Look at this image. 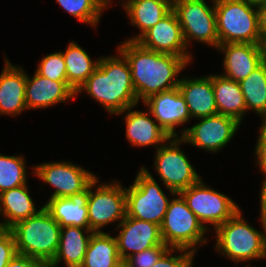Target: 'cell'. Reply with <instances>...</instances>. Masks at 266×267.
I'll use <instances>...</instances> for the list:
<instances>
[{"instance_id":"1","label":"cell","mask_w":266,"mask_h":267,"mask_svg":"<svg viewBox=\"0 0 266 267\" xmlns=\"http://www.w3.org/2000/svg\"><path fill=\"white\" fill-rule=\"evenodd\" d=\"M118 52L129 63L138 102L178 87L180 79L177 76L189 63L181 56L146 49L136 41L126 40L119 45Z\"/></svg>"},{"instance_id":"2","label":"cell","mask_w":266,"mask_h":267,"mask_svg":"<svg viewBox=\"0 0 266 267\" xmlns=\"http://www.w3.org/2000/svg\"><path fill=\"white\" fill-rule=\"evenodd\" d=\"M119 54L120 57L101 58L96 70L75 92L77 94L85 90L109 113L116 115L139 103L129 63L121 52Z\"/></svg>"},{"instance_id":"3","label":"cell","mask_w":266,"mask_h":267,"mask_svg":"<svg viewBox=\"0 0 266 267\" xmlns=\"http://www.w3.org/2000/svg\"><path fill=\"white\" fill-rule=\"evenodd\" d=\"M10 230L18 254L47 264L54 259L59 246L61 227L44 206L36 215L16 223Z\"/></svg>"},{"instance_id":"4","label":"cell","mask_w":266,"mask_h":267,"mask_svg":"<svg viewBox=\"0 0 266 267\" xmlns=\"http://www.w3.org/2000/svg\"><path fill=\"white\" fill-rule=\"evenodd\" d=\"M220 44H261L258 11L248 0H212ZM255 9V10H254Z\"/></svg>"},{"instance_id":"5","label":"cell","mask_w":266,"mask_h":267,"mask_svg":"<svg viewBox=\"0 0 266 267\" xmlns=\"http://www.w3.org/2000/svg\"><path fill=\"white\" fill-rule=\"evenodd\" d=\"M215 231L216 250L236 263L265 258V233L247 224L240 210Z\"/></svg>"},{"instance_id":"6","label":"cell","mask_w":266,"mask_h":267,"mask_svg":"<svg viewBox=\"0 0 266 267\" xmlns=\"http://www.w3.org/2000/svg\"><path fill=\"white\" fill-rule=\"evenodd\" d=\"M169 202L164 219L160 225L162 240L170 248H182L196 252L197 247L206 243L204 235L208 227L203 225L188 208L180 194ZM204 238V239H203Z\"/></svg>"},{"instance_id":"7","label":"cell","mask_w":266,"mask_h":267,"mask_svg":"<svg viewBox=\"0 0 266 267\" xmlns=\"http://www.w3.org/2000/svg\"><path fill=\"white\" fill-rule=\"evenodd\" d=\"M126 192V216L161 225L170 200L151 173L142 167Z\"/></svg>"},{"instance_id":"8","label":"cell","mask_w":266,"mask_h":267,"mask_svg":"<svg viewBox=\"0 0 266 267\" xmlns=\"http://www.w3.org/2000/svg\"><path fill=\"white\" fill-rule=\"evenodd\" d=\"M183 142L181 137H170L167 144L159 146L155 153V170L171 195L179 194L201 179L179 148Z\"/></svg>"},{"instance_id":"9","label":"cell","mask_w":266,"mask_h":267,"mask_svg":"<svg viewBox=\"0 0 266 267\" xmlns=\"http://www.w3.org/2000/svg\"><path fill=\"white\" fill-rule=\"evenodd\" d=\"M173 11L177 15L187 46L190 40L214 48L219 46L215 4L209 7L205 0H173Z\"/></svg>"},{"instance_id":"10","label":"cell","mask_w":266,"mask_h":267,"mask_svg":"<svg viewBox=\"0 0 266 267\" xmlns=\"http://www.w3.org/2000/svg\"><path fill=\"white\" fill-rule=\"evenodd\" d=\"M179 194L199 221L213 225L214 230L240 210L231 198L205 186L201 179Z\"/></svg>"},{"instance_id":"11","label":"cell","mask_w":266,"mask_h":267,"mask_svg":"<svg viewBox=\"0 0 266 267\" xmlns=\"http://www.w3.org/2000/svg\"><path fill=\"white\" fill-rule=\"evenodd\" d=\"M98 179L95 178L89 185L88 221L90 230L101 232L103 226L126 217V192L120 183L99 185L95 187ZM95 192V193H94Z\"/></svg>"},{"instance_id":"12","label":"cell","mask_w":266,"mask_h":267,"mask_svg":"<svg viewBox=\"0 0 266 267\" xmlns=\"http://www.w3.org/2000/svg\"><path fill=\"white\" fill-rule=\"evenodd\" d=\"M199 119L201 121L198 124L182 131L181 138L184 143L187 142L214 153L230 142L241 124L233 117L218 113Z\"/></svg>"},{"instance_id":"13","label":"cell","mask_w":266,"mask_h":267,"mask_svg":"<svg viewBox=\"0 0 266 267\" xmlns=\"http://www.w3.org/2000/svg\"><path fill=\"white\" fill-rule=\"evenodd\" d=\"M34 168L37 177L55 188L50 198L82 193L96 178V175L71 162L43 163Z\"/></svg>"},{"instance_id":"14","label":"cell","mask_w":266,"mask_h":267,"mask_svg":"<svg viewBox=\"0 0 266 267\" xmlns=\"http://www.w3.org/2000/svg\"><path fill=\"white\" fill-rule=\"evenodd\" d=\"M136 42L146 49L181 56L188 62L191 61L182 28L173 10L146 31Z\"/></svg>"},{"instance_id":"15","label":"cell","mask_w":266,"mask_h":267,"mask_svg":"<svg viewBox=\"0 0 266 267\" xmlns=\"http://www.w3.org/2000/svg\"><path fill=\"white\" fill-rule=\"evenodd\" d=\"M117 225L120 233L115 238L121 260L155 246H167L162 240L158 224L126 216Z\"/></svg>"},{"instance_id":"16","label":"cell","mask_w":266,"mask_h":267,"mask_svg":"<svg viewBox=\"0 0 266 267\" xmlns=\"http://www.w3.org/2000/svg\"><path fill=\"white\" fill-rule=\"evenodd\" d=\"M144 104L170 137H179L175 132V126L187 123L191 118L188 106L178 87L154 94L146 99Z\"/></svg>"},{"instance_id":"17","label":"cell","mask_w":266,"mask_h":267,"mask_svg":"<svg viewBox=\"0 0 266 267\" xmlns=\"http://www.w3.org/2000/svg\"><path fill=\"white\" fill-rule=\"evenodd\" d=\"M218 50L224 52L225 58L222 75L236 82L244 80L257 66L262 63L266 46L251 43L219 44Z\"/></svg>"},{"instance_id":"18","label":"cell","mask_w":266,"mask_h":267,"mask_svg":"<svg viewBox=\"0 0 266 267\" xmlns=\"http://www.w3.org/2000/svg\"><path fill=\"white\" fill-rule=\"evenodd\" d=\"M75 91L68 85L67 81H55L34 74L33 78H26L25 100L27 109L46 108L65 102L75 97Z\"/></svg>"},{"instance_id":"19","label":"cell","mask_w":266,"mask_h":267,"mask_svg":"<svg viewBox=\"0 0 266 267\" xmlns=\"http://www.w3.org/2000/svg\"><path fill=\"white\" fill-rule=\"evenodd\" d=\"M27 74L19 66L5 58V67L0 74V114L18 115L25 109V85Z\"/></svg>"},{"instance_id":"20","label":"cell","mask_w":266,"mask_h":267,"mask_svg":"<svg viewBox=\"0 0 266 267\" xmlns=\"http://www.w3.org/2000/svg\"><path fill=\"white\" fill-rule=\"evenodd\" d=\"M178 89L184 97L191 118H204L218 113L212 75L180 79Z\"/></svg>"},{"instance_id":"21","label":"cell","mask_w":266,"mask_h":267,"mask_svg":"<svg viewBox=\"0 0 266 267\" xmlns=\"http://www.w3.org/2000/svg\"><path fill=\"white\" fill-rule=\"evenodd\" d=\"M89 186L82 193L70 197L50 198L44 208L60 227L75 226L90 229L88 221Z\"/></svg>"},{"instance_id":"22","label":"cell","mask_w":266,"mask_h":267,"mask_svg":"<svg viewBox=\"0 0 266 267\" xmlns=\"http://www.w3.org/2000/svg\"><path fill=\"white\" fill-rule=\"evenodd\" d=\"M134 107H128L124 111L117 113L125 115L126 137L134 146L163 145L169 140L170 136L155 123V119L150 117V111H131Z\"/></svg>"},{"instance_id":"23","label":"cell","mask_w":266,"mask_h":267,"mask_svg":"<svg viewBox=\"0 0 266 267\" xmlns=\"http://www.w3.org/2000/svg\"><path fill=\"white\" fill-rule=\"evenodd\" d=\"M92 233L88 228L62 227L56 255L49 264L56 267L63 260L67 267H81Z\"/></svg>"},{"instance_id":"24","label":"cell","mask_w":266,"mask_h":267,"mask_svg":"<svg viewBox=\"0 0 266 267\" xmlns=\"http://www.w3.org/2000/svg\"><path fill=\"white\" fill-rule=\"evenodd\" d=\"M132 25L139 27L140 34L128 41H137L173 10V0H127L123 4Z\"/></svg>"},{"instance_id":"25","label":"cell","mask_w":266,"mask_h":267,"mask_svg":"<svg viewBox=\"0 0 266 267\" xmlns=\"http://www.w3.org/2000/svg\"><path fill=\"white\" fill-rule=\"evenodd\" d=\"M28 192L25 184L0 194V214L5 216L0 228L10 229L16 223L36 215L41 210L36 209Z\"/></svg>"},{"instance_id":"26","label":"cell","mask_w":266,"mask_h":267,"mask_svg":"<svg viewBox=\"0 0 266 267\" xmlns=\"http://www.w3.org/2000/svg\"><path fill=\"white\" fill-rule=\"evenodd\" d=\"M212 84L218 114L233 117L241 123L246 103L239 82L215 74L212 75Z\"/></svg>"},{"instance_id":"27","label":"cell","mask_w":266,"mask_h":267,"mask_svg":"<svg viewBox=\"0 0 266 267\" xmlns=\"http://www.w3.org/2000/svg\"><path fill=\"white\" fill-rule=\"evenodd\" d=\"M62 54L66 64L67 83L76 92L96 70L100 58L93 62L89 54L73 41Z\"/></svg>"},{"instance_id":"28","label":"cell","mask_w":266,"mask_h":267,"mask_svg":"<svg viewBox=\"0 0 266 267\" xmlns=\"http://www.w3.org/2000/svg\"><path fill=\"white\" fill-rule=\"evenodd\" d=\"M121 258L115 237L93 232L81 267H113Z\"/></svg>"},{"instance_id":"29","label":"cell","mask_w":266,"mask_h":267,"mask_svg":"<svg viewBox=\"0 0 266 267\" xmlns=\"http://www.w3.org/2000/svg\"><path fill=\"white\" fill-rule=\"evenodd\" d=\"M245 98L246 111L254 110L261 117L266 115V71L264 64L257 66L244 80L239 82Z\"/></svg>"},{"instance_id":"30","label":"cell","mask_w":266,"mask_h":267,"mask_svg":"<svg viewBox=\"0 0 266 267\" xmlns=\"http://www.w3.org/2000/svg\"><path fill=\"white\" fill-rule=\"evenodd\" d=\"M24 161L22 156L0 155V194L27 183Z\"/></svg>"},{"instance_id":"31","label":"cell","mask_w":266,"mask_h":267,"mask_svg":"<svg viewBox=\"0 0 266 267\" xmlns=\"http://www.w3.org/2000/svg\"><path fill=\"white\" fill-rule=\"evenodd\" d=\"M63 9L78 21L96 26L106 6L100 0H56Z\"/></svg>"},{"instance_id":"32","label":"cell","mask_w":266,"mask_h":267,"mask_svg":"<svg viewBox=\"0 0 266 267\" xmlns=\"http://www.w3.org/2000/svg\"><path fill=\"white\" fill-rule=\"evenodd\" d=\"M35 72L51 80L67 81L66 64L62 52L43 57Z\"/></svg>"},{"instance_id":"33","label":"cell","mask_w":266,"mask_h":267,"mask_svg":"<svg viewBox=\"0 0 266 267\" xmlns=\"http://www.w3.org/2000/svg\"><path fill=\"white\" fill-rule=\"evenodd\" d=\"M168 249V246H155L131 255L126 261L129 267H152Z\"/></svg>"},{"instance_id":"34","label":"cell","mask_w":266,"mask_h":267,"mask_svg":"<svg viewBox=\"0 0 266 267\" xmlns=\"http://www.w3.org/2000/svg\"><path fill=\"white\" fill-rule=\"evenodd\" d=\"M173 250L184 253L170 257ZM194 254V252L182 248H169L152 267H191Z\"/></svg>"},{"instance_id":"35","label":"cell","mask_w":266,"mask_h":267,"mask_svg":"<svg viewBox=\"0 0 266 267\" xmlns=\"http://www.w3.org/2000/svg\"><path fill=\"white\" fill-rule=\"evenodd\" d=\"M16 254L15 240L11 230L0 228V267H6Z\"/></svg>"},{"instance_id":"36","label":"cell","mask_w":266,"mask_h":267,"mask_svg":"<svg viewBox=\"0 0 266 267\" xmlns=\"http://www.w3.org/2000/svg\"><path fill=\"white\" fill-rule=\"evenodd\" d=\"M47 263L21 254H16L6 267H46Z\"/></svg>"},{"instance_id":"37","label":"cell","mask_w":266,"mask_h":267,"mask_svg":"<svg viewBox=\"0 0 266 267\" xmlns=\"http://www.w3.org/2000/svg\"><path fill=\"white\" fill-rule=\"evenodd\" d=\"M255 153L258 158V166L266 176V135L261 130L256 143ZM264 179H266V177Z\"/></svg>"},{"instance_id":"38","label":"cell","mask_w":266,"mask_h":267,"mask_svg":"<svg viewBox=\"0 0 266 267\" xmlns=\"http://www.w3.org/2000/svg\"><path fill=\"white\" fill-rule=\"evenodd\" d=\"M258 11L261 44L266 46V2L256 6Z\"/></svg>"},{"instance_id":"39","label":"cell","mask_w":266,"mask_h":267,"mask_svg":"<svg viewBox=\"0 0 266 267\" xmlns=\"http://www.w3.org/2000/svg\"><path fill=\"white\" fill-rule=\"evenodd\" d=\"M260 211H261V222H262V227H266V179L263 181L262 189L260 192Z\"/></svg>"},{"instance_id":"40","label":"cell","mask_w":266,"mask_h":267,"mask_svg":"<svg viewBox=\"0 0 266 267\" xmlns=\"http://www.w3.org/2000/svg\"><path fill=\"white\" fill-rule=\"evenodd\" d=\"M113 267H129V264L126 260H121Z\"/></svg>"},{"instance_id":"41","label":"cell","mask_w":266,"mask_h":267,"mask_svg":"<svg viewBox=\"0 0 266 267\" xmlns=\"http://www.w3.org/2000/svg\"><path fill=\"white\" fill-rule=\"evenodd\" d=\"M263 117V122L260 127V130L266 135V115L262 116Z\"/></svg>"},{"instance_id":"42","label":"cell","mask_w":266,"mask_h":267,"mask_svg":"<svg viewBox=\"0 0 266 267\" xmlns=\"http://www.w3.org/2000/svg\"><path fill=\"white\" fill-rule=\"evenodd\" d=\"M248 1H250L252 4L256 6L266 2V0H248Z\"/></svg>"},{"instance_id":"43","label":"cell","mask_w":266,"mask_h":267,"mask_svg":"<svg viewBox=\"0 0 266 267\" xmlns=\"http://www.w3.org/2000/svg\"><path fill=\"white\" fill-rule=\"evenodd\" d=\"M262 63L264 64V68H265V71H266V53L263 56Z\"/></svg>"},{"instance_id":"44","label":"cell","mask_w":266,"mask_h":267,"mask_svg":"<svg viewBox=\"0 0 266 267\" xmlns=\"http://www.w3.org/2000/svg\"><path fill=\"white\" fill-rule=\"evenodd\" d=\"M105 6H108L109 5V2L111 0H100Z\"/></svg>"},{"instance_id":"45","label":"cell","mask_w":266,"mask_h":267,"mask_svg":"<svg viewBox=\"0 0 266 267\" xmlns=\"http://www.w3.org/2000/svg\"><path fill=\"white\" fill-rule=\"evenodd\" d=\"M264 233H265V258H266V227H264Z\"/></svg>"},{"instance_id":"46","label":"cell","mask_w":266,"mask_h":267,"mask_svg":"<svg viewBox=\"0 0 266 267\" xmlns=\"http://www.w3.org/2000/svg\"><path fill=\"white\" fill-rule=\"evenodd\" d=\"M46 267H54V266H52L51 264H47Z\"/></svg>"}]
</instances>
